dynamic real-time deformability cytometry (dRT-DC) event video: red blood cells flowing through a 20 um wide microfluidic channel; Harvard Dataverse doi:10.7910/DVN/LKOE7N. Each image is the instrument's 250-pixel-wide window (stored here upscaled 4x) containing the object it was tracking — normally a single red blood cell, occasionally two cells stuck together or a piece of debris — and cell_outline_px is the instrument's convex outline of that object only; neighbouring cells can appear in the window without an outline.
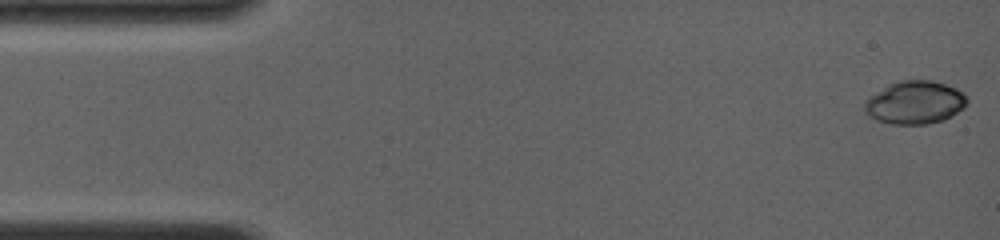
{"species": "common noctule bat (a hibernating species)", "species_latin": "Nyctalus noctula", "temperature_condition": "room temperature", "stored_images_in_passage": 8, "camera_frame_rate_fps": 4000, "um_per_image_px": 0.085, "animal": {"sex": "female", "body_mass_g": 19.0, "forearm_length_mm": 56.7}, "frame": {"image": 1, "passage_image": 1, "time_ms": 0.0, "image_size_px": [1000, 240], "cell_outline_px": [[968, 100], [964, 108], [944, 120], [928, 124], [892, 124], [876, 120], [868, 116], [864, 112], [864, 104], [876, 92], [900, 80], [932, 80], [956, 88]], "centroid_in_image_um": [77.77, 8.73], "position_along_channel_um": 7.2, "area_um2": 25.43}}
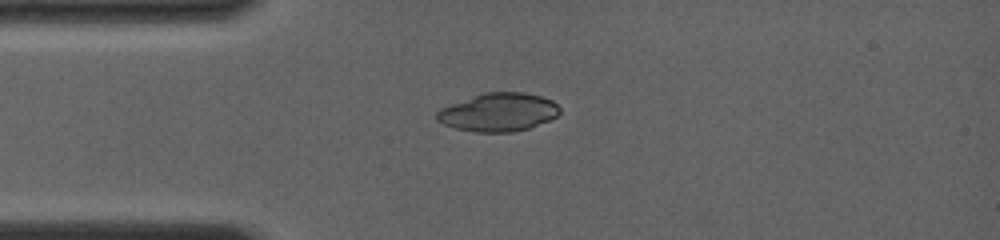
{"frame": {"image": 2, "passage_image": 7, "time_ms": 3.5, "image_size_px": [1000, 240], "cell_outline_px": [[560, 112], [556, 116], [548, 120], [528, 128], [512, 132], [476, 132], [456, 128], [444, 124], [436, 120], [436, 112], [440, 108], [484, 92], [524, 92], [540, 96], [552, 100], [560, 108]], "centroid_in_image_um": [42.35, 9.53], "position_along_channel_um": 42.6, "area_um2": 27.22}}